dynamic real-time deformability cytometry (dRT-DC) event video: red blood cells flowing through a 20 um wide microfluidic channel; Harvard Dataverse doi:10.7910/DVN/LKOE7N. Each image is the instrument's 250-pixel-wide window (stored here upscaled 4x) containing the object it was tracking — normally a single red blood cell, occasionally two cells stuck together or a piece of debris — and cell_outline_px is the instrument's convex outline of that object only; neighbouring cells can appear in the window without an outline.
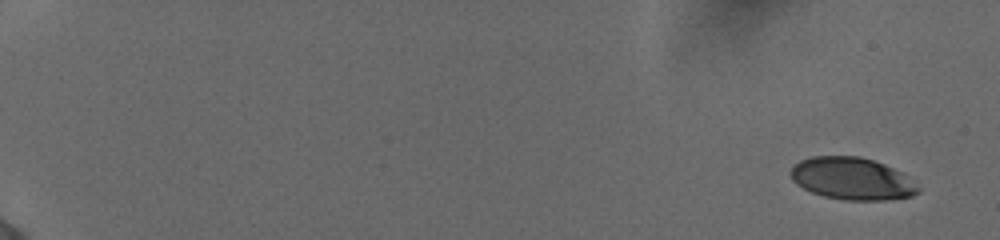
{"species": "human", "species_latin": "Homo sapiens", "temperature_condition": "cold", "stored_images_in_passage": 54, "camera_frame_rate_fps": 3000, "um_per_image_px": 0.085, "donor": {"sex": "female"}, "frame": {"image": 1, "passage_image": 1, "time_ms": 0.0, "image_size_px": [1000, 240], "cell_outline_px": [[920, 192], [912, 196], [884, 200], [844, 200], [824, 196], [812, 192], [796, 184], [792, 180], [788, 172], [792, 164], [800, 160], [812, 156], [860, 156], [884, 164], [900, 172], [920, 188]], "centroid_in_image_um": [72.36, 15.18], "position_along_channel_um": 12.6, "area_um2": 31.39}}
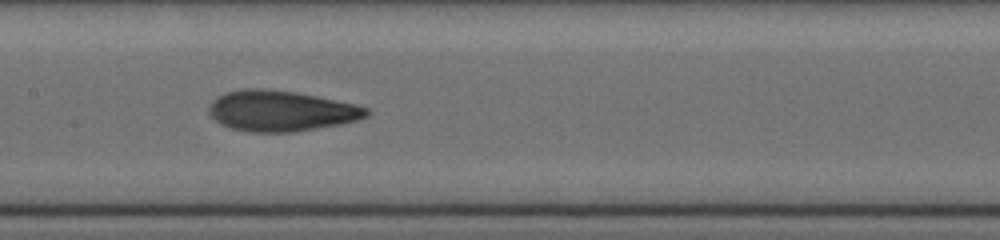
{"frame": {"image": 2, "passage_image": 30, "time_ms": 9.667, "image_size_px": [1000, 240], "cell_outline_px": [[372, 112], [368, 116], [356, 120], [340, 124], [292, 132], [248, 132], [228, 128], [220, 124], [208, 112], [208, 108], [212, 100], [216, 96], [224, 92], [244, 88], [260, 88], [296, 92], [356, 104], [368, 108]], "centroid_in_image_um": [23.85, 9.42], "position_along_channel_um": 183.6, "area_um2": 37.57}}
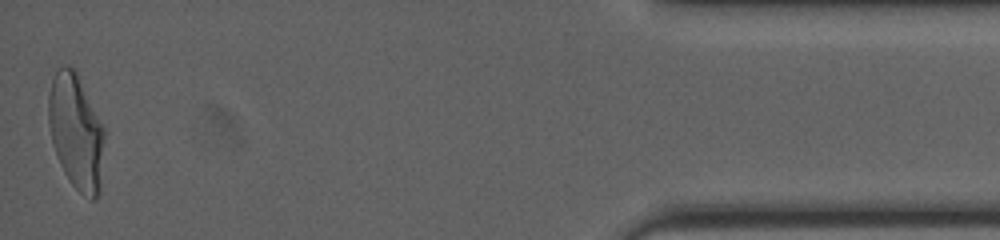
{"frame": {"image": 3, "passage_image": 54, "time_ms": 17.667, "image_size_px": [1000, 240], "cell_outline_px": [[104, 136], [100, 196], [96, 200], [92, 200], [84, 196], [72, 184], [64, 172], [60, 164], [52, 140], [48, 124], [48, 96], [52, 80], [56, 72], [60, 68], [68, 64], [76, 72], [104, 128]], "centroid_in_image_um": [6.47, 11.25], "position_along_channel_um": 428.7, "area_um2": 37.22}, "authors_computed_cell_mechanics": {"area_um2": 36.125, "velocity_mm_per_s": 3.8864, "shape_relaxation_time_tau1_ms": 4.2426, "shape_relaxation_time_tau2_ms": 1.3027, "deformation_change_tau1": 0.2141, "deformation_change_tau2": 0.0901}}